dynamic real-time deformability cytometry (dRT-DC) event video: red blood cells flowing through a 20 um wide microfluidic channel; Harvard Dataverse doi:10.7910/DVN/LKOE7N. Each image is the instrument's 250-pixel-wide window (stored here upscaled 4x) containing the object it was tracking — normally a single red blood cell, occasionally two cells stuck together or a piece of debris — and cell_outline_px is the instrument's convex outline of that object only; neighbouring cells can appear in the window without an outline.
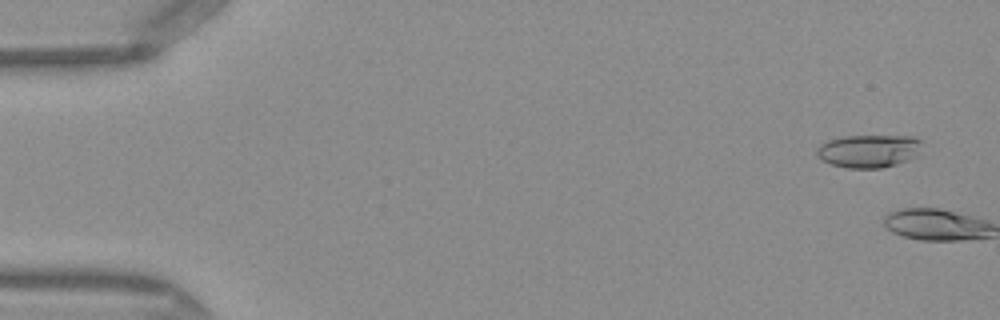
{"species": "Egyptian fruit bat (a non-hibernating species)", "species_latin": "Rousettus aegyptiacus", "temperature_condition": "warm", "stored_images_in_passage": 4, "camera_frame_rate_fps": 3000, "um_per_image_px": 0.085, "frame": {"image": 1, "passage_image": 3, "time_ms": 0.667, "image_size_px": [1000, 320], "cell_outline_px": [[924, 140], [920, 156], [896, 164], [880, 168], [848, 168], [832, 164], [820, 160], [816, 156], [816, 148], [820, 144], [828, 140], [844, 136], [912, 136]], "centroid_in_image_um": [73.89, 12.83], "position_along_channel_um": 11.1, "area_um2": 20.69}}